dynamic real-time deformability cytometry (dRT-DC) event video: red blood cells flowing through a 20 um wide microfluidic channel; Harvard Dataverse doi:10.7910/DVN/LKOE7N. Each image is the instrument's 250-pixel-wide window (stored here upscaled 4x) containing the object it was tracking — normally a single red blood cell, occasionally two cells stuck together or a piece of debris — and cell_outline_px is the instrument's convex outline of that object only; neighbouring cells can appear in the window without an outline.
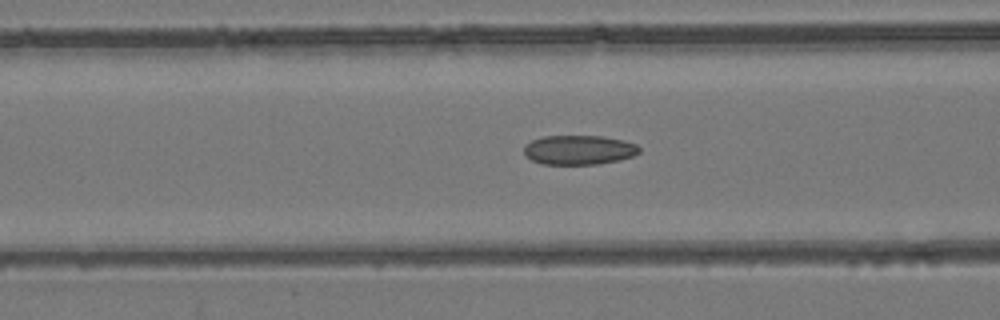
{"species": "common noctule bat (a hibernating species)", "species_latin": "Nyctalus noctula", "temperature_condition": "room temperature", "stored_images_in_passage": 22, "camera_frame_rate_fps": 3000, "um_per_image_px": 0.085, "animal": {"sex": "female", "body_mass_g": 24.6, "forearm_length_mm": 56.2}, "frame": {"image": 1, "passage_image": 4, "time_ms": 1.0, "image_size_px": [1000, 320], "cell_outline_px": [[640, 152], [632, 156], [620, 160], [596, 164], [544, 164], [532, 160], [524, 156], [524, 144], [532, 140], [544, 136], [604, 136], [624, 140], [636, 144], [640, 148]], "centroid_in_image_um": [49.2, 12.74], "position_along_channel_um": 117.4, "area_um2": 19.88}}
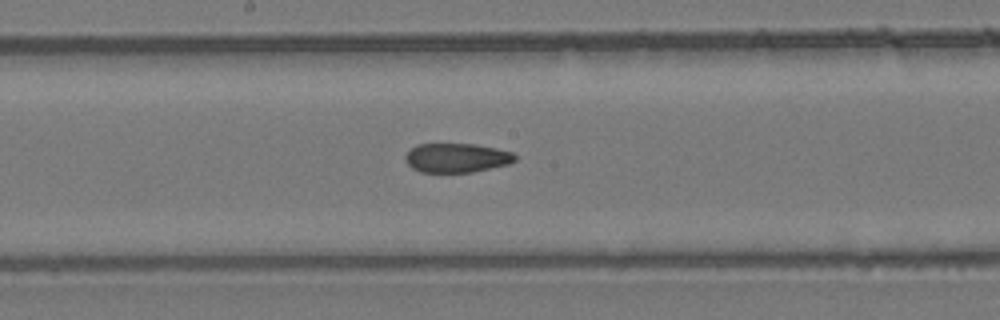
{"frame": {"image": 2, "passage_image": 11, "time_ms": 3.333, "image_size_px": [1000, 320], "cell_outline_px": [[516, 160], [508, 164], [472, 172], [420, 172], [412, 168], [408, 164], [404, 156], [416, 144], [476, 144], [496, 148], [512, 152], [516, 156]], "centroid_in_image_um": [38.81, 13.41], "position_along_channel_um": 209.4, "area_um2": 18.61}}
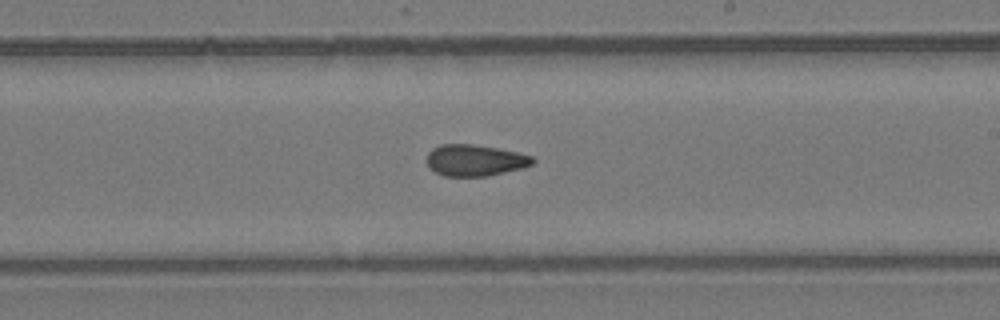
{"frame": {"image": 3, "passage_image": 14, "time_ms": 4.333, "image_size_px": [1000, 320], "cell_outline_px": [[536, 160], [532, 164], [524, 168], [488, 176], [444, 176], [428, 168], [428, 152], [432, 148], [440, 144], [472, 144], [496, 148], [516, 152], [532, 156]], "centroid_in_image_um": [40.37, 13.63], "position_along_channel_um": 248.6, "area_um2": 19.42}}